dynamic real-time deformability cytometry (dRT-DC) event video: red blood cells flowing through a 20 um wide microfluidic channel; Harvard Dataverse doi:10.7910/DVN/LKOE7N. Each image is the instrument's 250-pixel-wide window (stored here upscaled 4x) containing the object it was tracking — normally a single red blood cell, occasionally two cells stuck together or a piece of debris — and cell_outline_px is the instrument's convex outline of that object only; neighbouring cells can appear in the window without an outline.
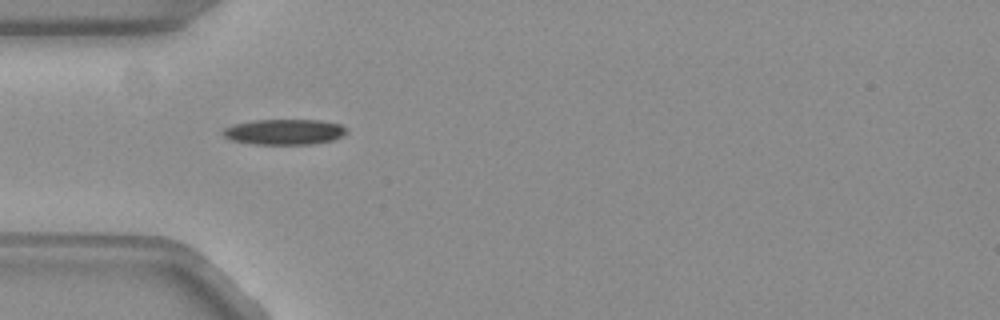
{"species": "common noctule bat (a hibernating species)", "species_latin": "Nyctalus noctula", "temperature_condition": "warm", "stored_images_in_passage": 38, "camera_frame_rate_fps": 3000, "um_per_image_px": 0.085, "animal": {"sex": "female", "body_mass_g": 19.3, "forearm_length_mm": 54.1}, "frame": {"image": 1, "passage_image": 1, "time_ms": 0.0, "image_size_px": [1000, 320], "cell_outline_px": [[344, 132], [340, 136], [332, 140], [312, 144], [256, 144], [232, 140], [224, 136], [220, 132], [224, 128], [232, 124], [252, 120], [320, 120], [340, 124], [344, 128]], "centroid_in_image_um": [24.09, 11.2], "position_along_channel_um": 60.9, "area_um2": 18.21}}
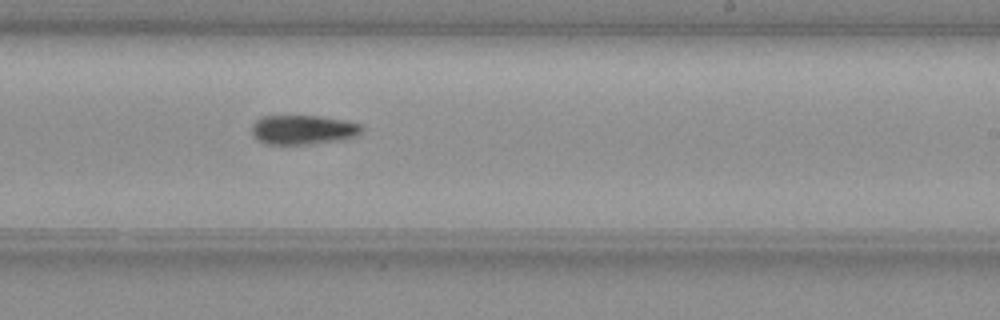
{"frame": {"image": 2, "passage_image": 17, "time_ms": 5.333, "image_size_px": [1000, 320], "cell_outline_px": [[360, 132], [352, 136], [336, 140], [312, 144], [264, 144], [256, 140], [252, 136], [252, 124], [256, 120], [264, 116], [316, 116], [340, 120], [360, 124]], "centroid_in_image_um": [25.63, 11.03], "position_along_channel_um": 263.4, "area_um2": 18.44}}
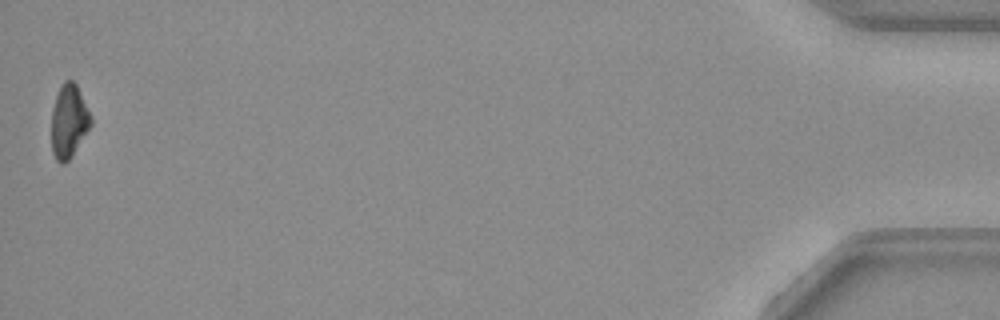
{"frame": {"image": 3, "passage_image": 38, "time_ms": 12.333, "image_size_px": [1000, 320], "cell_outline_px": [[92, 124], [72, 156], [64, 164], [60, 164], [56, 160], [52, 152], [52, 108], [60, 84], [64, 80], [72, 80], [76, 84], [92, 116]], "centroid_in_image_um": [5.85, 10.3], "position_along_channel_um": 429.3, "area_um2": 16.94}, "authors_computed_cell_mechanics": {"area_um2": 18.496, "velocity_mm_per_s": 3.8293, "shape_relaxation_time_tau1_ms": 5.4023, "shape_relaxation_time_tau2_ms": null, "deformation_change_tau1": 0.148, "deformation_change_tau2": null}}